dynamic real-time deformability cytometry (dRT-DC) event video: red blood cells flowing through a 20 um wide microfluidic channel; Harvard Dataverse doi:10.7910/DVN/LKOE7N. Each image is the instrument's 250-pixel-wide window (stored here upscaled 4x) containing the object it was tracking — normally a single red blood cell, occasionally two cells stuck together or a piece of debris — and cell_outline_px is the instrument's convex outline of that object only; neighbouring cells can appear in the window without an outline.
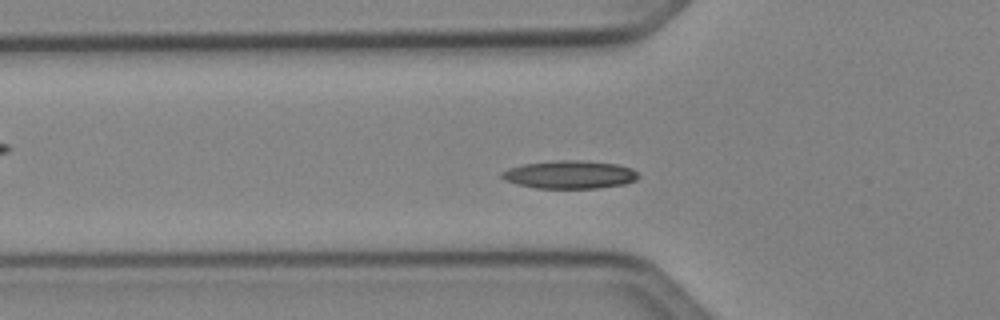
{"species": "Egyptian fruit bat (a non-hibernating species)", "species_latin": "Rousettus aegyptiacus", "temperature_condition": "cold", "stored_images_in_passage": 51, "camera_frame_rate_fps": 3000, "um_per_image_px": 0.085, "animal": {"sex": "female"}, "frame": {"image": 1, "passage_image": 17, "time_ms": 5.333, "image_size_px": [1000, 320], "cell_outline_px": [[640, 176], [636, 180], [624, 184], [600, 188], [536, 188], [504, 180], [500, 176], [500, 172], [508, 168], [524, 164], [556, 160], [580, 160], [616, 164], [632, 168]], "centroid_in_image_um": [48.43, 14.84], "position_along_channel_um": 77.4, "area_um2": 22.31}}
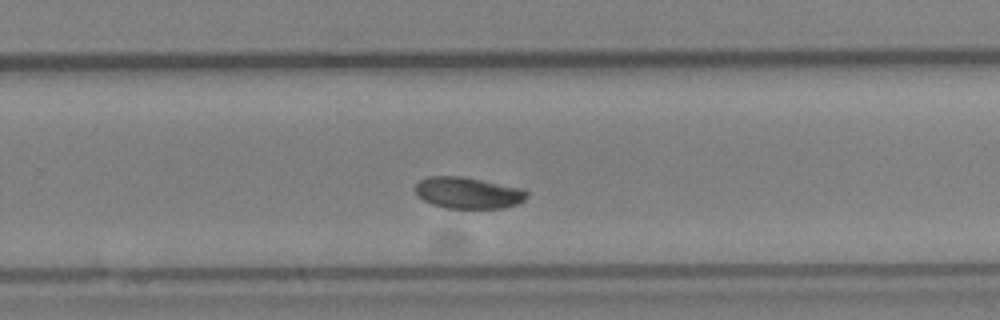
{"frame": {"image": 2, "passage_image": 33, "time_ms": 10.667, "image_size_px": [1000, 320], "cell_outline_px": [[528, 196], [520, 204], [504, 208], [444, 208], [432, 204], [424, 200], [416, 192], [416, 184], [420, 180], [428, 176], [460, 176], [524, 188], [528, 192]], "centroid_in_image_um": [39.84, 16.4], "position_along_channel_um": 290.0, "area_um2": 20.52}}
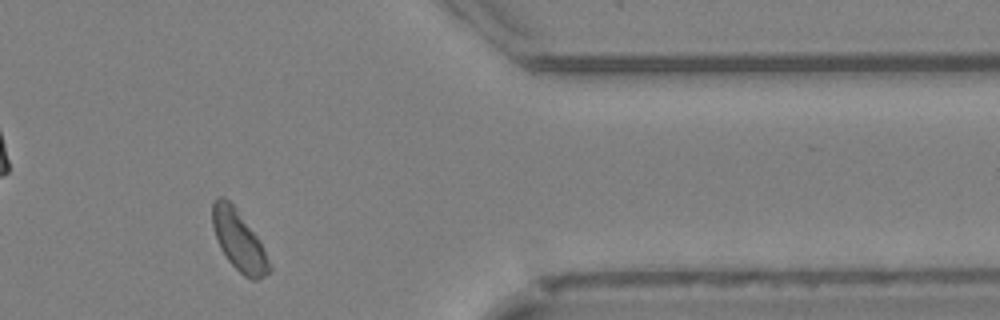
{"frame": {"image": 3, "passage_image": 42, "time_ms": 13.667, "image_size_px": [1000, 320], "cell_outline_px": [[272, 272], [256, 280], [252, 280], [244, 276], [228, 260], [220, 248], [212, 224], [212, 200], [216, 196], [224, 196], [236, 208], [260, 240], [272, 264]], "centroid_in_image_um": [20.32, 20.45], "position_along_channel_um": 391.1, "area_um2": 20.11}, "authors_computed_cell_mechanics": {"area_um2": 20.4034, "velocity_mm_per_s": 4.0043, "shape_relaxation_time_tau1_ms": 1.9435, "shape_relaxation_time_tau2_ms": 1.8734, "deformation_change_tau1": 0.1048, "deformation_change_tau2": 0.0465}}